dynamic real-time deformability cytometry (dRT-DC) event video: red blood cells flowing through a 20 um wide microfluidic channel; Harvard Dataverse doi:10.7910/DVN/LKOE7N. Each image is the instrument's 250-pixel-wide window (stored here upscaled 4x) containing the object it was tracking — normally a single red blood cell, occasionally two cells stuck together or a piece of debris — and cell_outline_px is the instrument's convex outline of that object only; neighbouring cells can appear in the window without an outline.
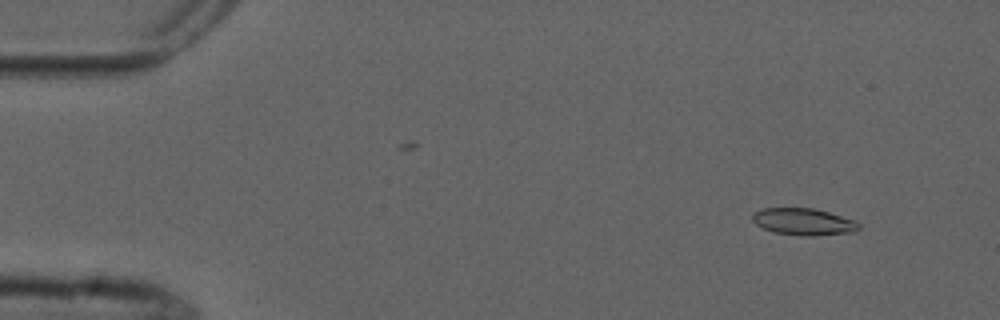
{"species": "common noctule bat (a hibernating species)", "species_latin": "Nyctalus noctula", "temperature_condition": "cold", "stored_images_in_passage": 7, "camera_frame_rate_fps": 3000, "um_per_image_px": 0.085, "animal": {"sex": "male", "forearm_length_mm": 52.5}, "frame": {"image": 1, "passage_image": 2, "time_ms": 1.333, "image_size_px": [1000, 320], "cell_outline_px": [[860, 228], [856, 232], [816, 236], [800, 236], [772, 232], [756, 224], [752, 220], [752, 216], [756, 212], [764, 208], [812, 208], [828, 212], [856, 220], [860, 224]], "centroid_in_image_um": [68.35, 18.86], "position_along_channel_um": 16.6, "area_um2": 16.82}}
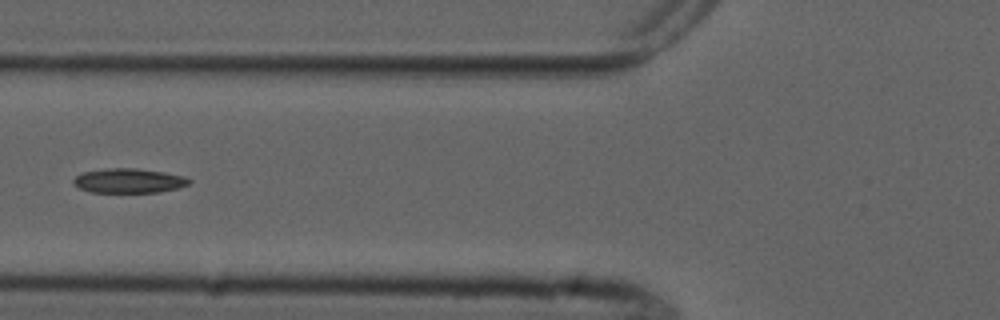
{"frame": {"image": 2, "passage_image": 6, "time_ms": 6.667, "image_size_px": [1000, 320], "cell_outline_px": [[192, 180], [188, 184], [176, 188], [160, 192], [88, 192], [72, 184], [72, 180], [76, 176], [84, 172], [108, 168], [136, 168], [164, 172], [184, 176]], "centroid_in_image_um": [10.93, 15.36], "position_along_channel_um": 114.9, "area_um2": 16.47}}
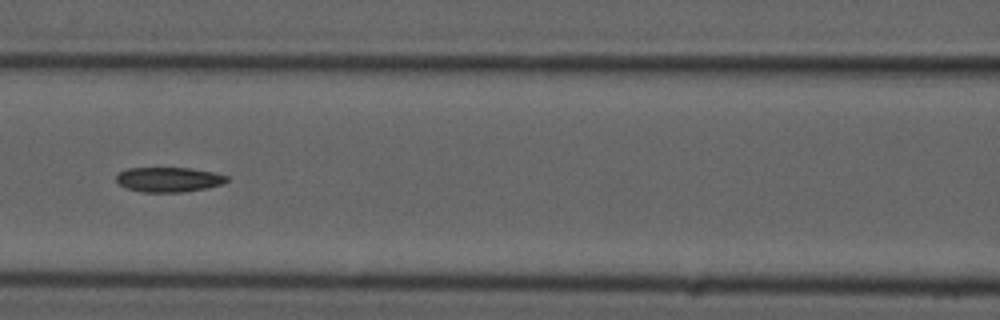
{"frame": {"image": 3, "passage_image": 7, "time_ms": 7.667, "image_size_px": [1000, 320], "cell_outline_px": [[228, 180], [224, 184], [208, 188], [184, 192], [144, 192], [128, 188], [120, 184], [116, 180], [116, 176], [120, 172], [128, 168], [188, 168], [212, 172], [228, 176]], "centroid_in_image_um": [14.38, 15.26], "position_along_channel_um": 152.2, "area_um2": 15.9}}